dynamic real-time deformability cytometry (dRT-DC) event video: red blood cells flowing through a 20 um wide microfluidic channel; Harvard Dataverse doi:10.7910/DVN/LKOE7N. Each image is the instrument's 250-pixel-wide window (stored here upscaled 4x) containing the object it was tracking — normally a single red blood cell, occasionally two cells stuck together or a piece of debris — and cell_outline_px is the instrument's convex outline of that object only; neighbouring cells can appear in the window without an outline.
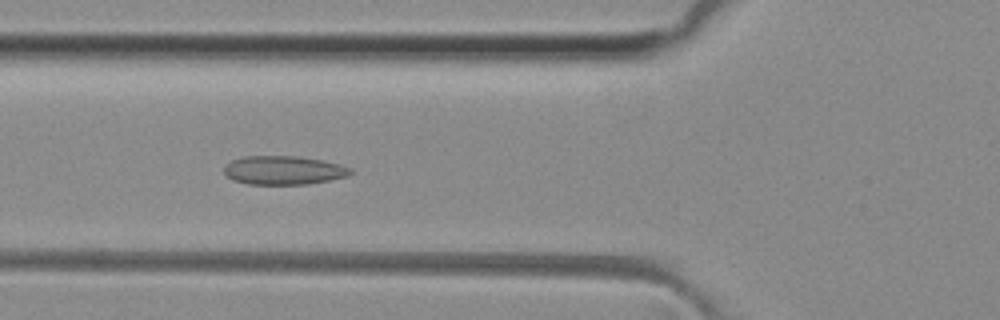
{"species": "common noctule bat (a hibernating species)", "species_latin": "Nyctalus noctula", "temperature_condition": "room temperature", "stored_images_in_passage": 50, "camera_frame_rate_fps": 3000, "um_per_image_px": 0.085, "animal": {"sex": "female", "body_mass_g": 29.2, "forearm_length_mm": 56.3}, "frame": {"image": 1, "passage_image": 18, "time_ms": 5.667, "image_size_px": [1000, 320], "cell_outline_px": [[352, 172], [348, 176], [308, 184], [248, 184], [232, 180], [224, 172], [224, 164], [232, 160], [244, 156], [300, 156], [324, 160], [340, 164], [352, 168]], "centroid_in_image_um": [24.11, 14.46], "position_along_channel_um": 101.7, "area_um2": 21.33}}
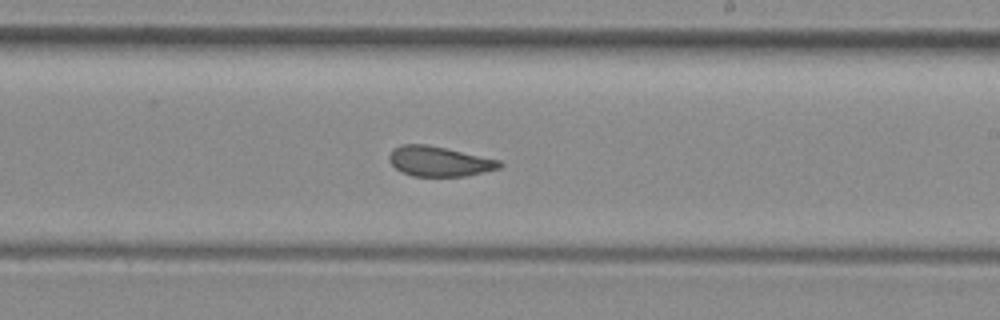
{"frame": {"image": 2, "passage_image": 29, "time_ms": 9.333, "image_size_px": [1000, 320], "cell_outline_px": [[504, 164], [500, 168], [464, 176], [412, 176], [400, 172], [388, 160], [388, 156], [400, 144], [428, 144], [500, 160]], "centroid_in_image_um": [37.33, 13.71], "position_along_channel_um": 251.7, "area_um2": 19.25}}
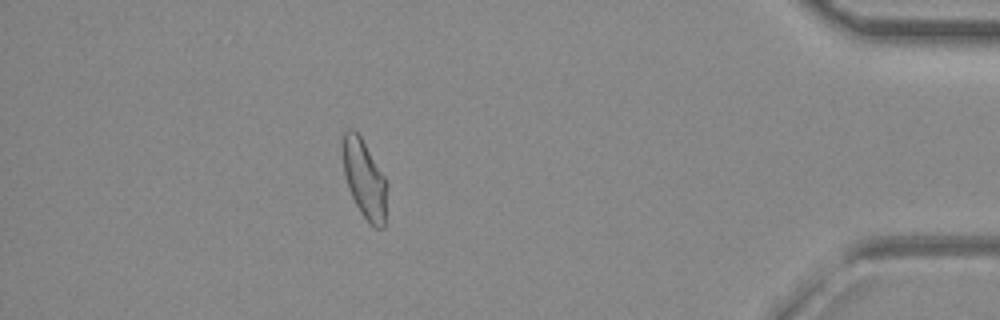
{"frame": {"image": 3, "passage_image": 44, "time_ms": 14.333, "image_size_px": [1000, 320], "cell_outline_px": [[388, 188], [384, 228], [376, 228], [360, 212], [348, 188], [344, 176], [344, 132], [348, 128], [352, 128], [360, 136], [384, 176], [388, 184]], "centroid_in_image_um": [31.01, 15.26], "position_along_channel_um": 404.2, "area_um2": 19.88}, "authors_computed_cell_mechanics": {"area_um2": 20.6346, "velocity_mm_per_s": 4.0908, "shape_relaxation_time_tau1_ms": null, "shape_relaxation_time_tau2_ms": 1.8197, "deformation_change_tau1": null, "deformation_change_tau2": 0.091}}